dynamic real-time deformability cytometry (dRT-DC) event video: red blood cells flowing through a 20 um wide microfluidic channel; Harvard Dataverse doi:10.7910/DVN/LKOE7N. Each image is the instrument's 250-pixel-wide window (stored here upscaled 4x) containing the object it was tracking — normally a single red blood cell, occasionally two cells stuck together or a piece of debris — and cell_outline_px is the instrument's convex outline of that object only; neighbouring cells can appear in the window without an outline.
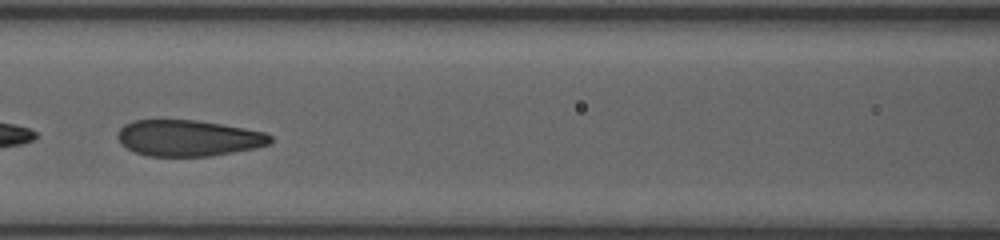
{"species": "human", "species_latin": "Homo sapiens", "temperature_condition": "room temperature", "stored_images_in_passage": 34, "segment_of_instrument_passage": [2, 2], "camera_frame_rate_fps": 3000, "um_per_image_px": 0.085, "donor": {"sex": "female"}, "frame": {"image": 1, "passage_image": 12, "time_ms": 4.667, "image_size_px": [1000, 240], "cell_outline_px": [[272, 144], [256, 148], [212, 156], [148, 156], [136, 152], [120, 144], [116, 136], [116, 132], [124, 124], [132, 120], [196, 120], [244, 128], [264, 132], [272, 136]], "centroid_in_image_um": [16.0, 11.74], "position_along_channel_um": 150.6, "area_um2": 32.37}}
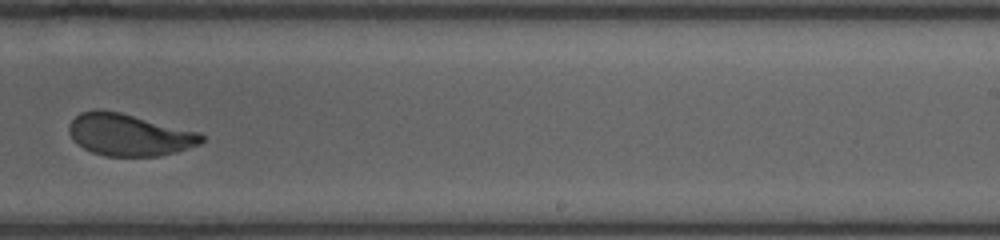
{"frame": {"image": 2, "passage_image": 19, "time_ms": 8.0, "image_size_px": [1000, 240], "cell_outline_px": [[204, 140], [200, 144], [176, 152], [160, 156], [104, 156], [92, 152], [76, 144], [72, 140], [68, 132], [68, 124], [80, 112], [96, 108], [100, 108], [120, 112], [200, 132], [204, 136]], "centroid_in_image_um": [10.94, 11.45], "position_along_channel_um": 278.1, "area_um2": 32.83}}
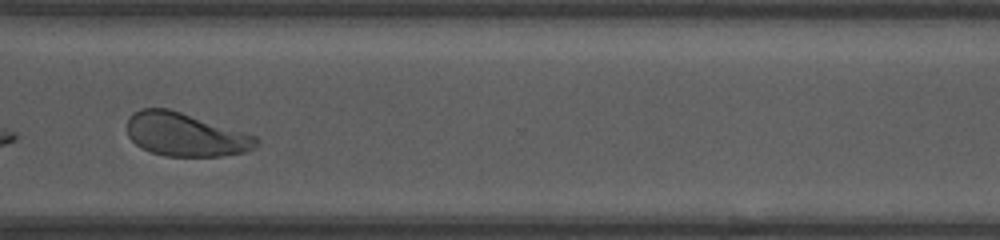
{"frame": {"image": 3, "passage_image": 24, "time_ms": 10.0, "image_size_px": [1000, 240], "cell_outline_px": [[260, 140], [256, 148], [244, 152], [220, 156], [164, 156], [152, 152], [136, 144], [128, 136], [128, 120], [140, 108], [168, 108], [256, 136]], "centroid_in_image_um": [15.78, 11.45], "position_along_channel_um": 354.8, "area_um2": 32.25}}